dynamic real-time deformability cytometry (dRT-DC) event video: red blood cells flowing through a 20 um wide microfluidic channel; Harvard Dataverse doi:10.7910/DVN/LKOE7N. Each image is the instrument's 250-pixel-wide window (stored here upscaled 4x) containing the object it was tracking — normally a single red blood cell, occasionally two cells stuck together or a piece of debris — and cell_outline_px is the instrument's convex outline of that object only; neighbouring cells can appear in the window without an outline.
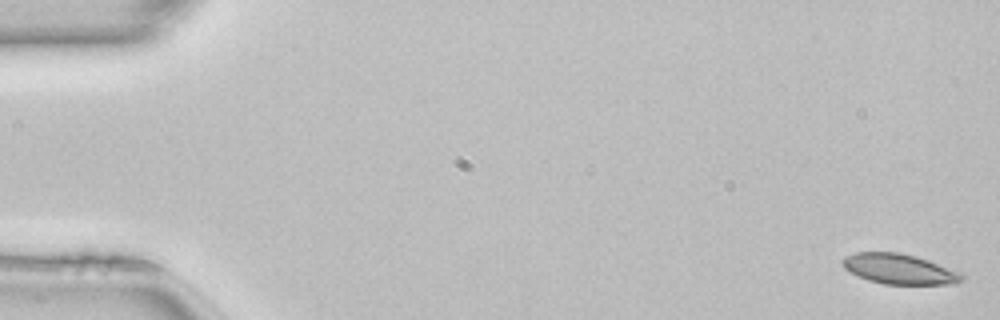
{"species": "common noctule bat (a hibernating species)", "species_latin": "Nyctalus noctula", "temperature_condition": "room temperature", "stored_images_in_passage": 50, "camera_frame_rate_fps": 3000, "um_per_image_px": 0.085, "animal": {"sex": "female", "body_mass_g": 22.7, "forearm_length_mm": 54.2}, "frame": {"image": 1, "passage_image": 1, "time_ms": 0.0, "image_size_px": [1000, 320], "cell_outline_px": [[964, 280], [956, 284], [884, 284], [868, 280], [844, 268], [840, 264], [840, 260], [844, 256], [856, 252], [900, 252], [916, 256], [928, 260], [956, 272], [964, 276]], "centroid_in_image_um": [76.38, 22.86], "position_along_channel_um": 8.6, "area_um2": 20.87}}
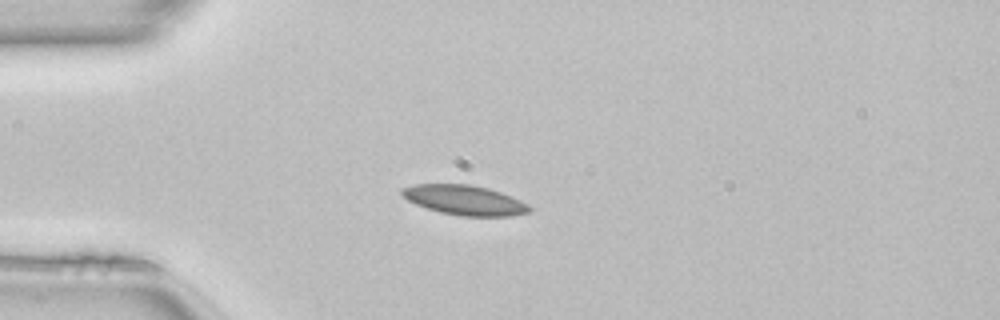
{"frame": {"image": 2, "passage_image": 13, "time_ms": 4.0, "image_size_px": [1000, 320], "cell_outline_px": [[532, 212], [512, 216], [460, 216], [440, 212], [416, 204], [408, 200], [400, 192], [404, 188], [416, 184], [468, 184], [488, 188], [500, 192], [520, 200], [528, 204], [532, 208]], "centroid_in_image_um": [39.54, 17.02], "position_along_channel_um": 45.5, "area_um2": 22.02}}
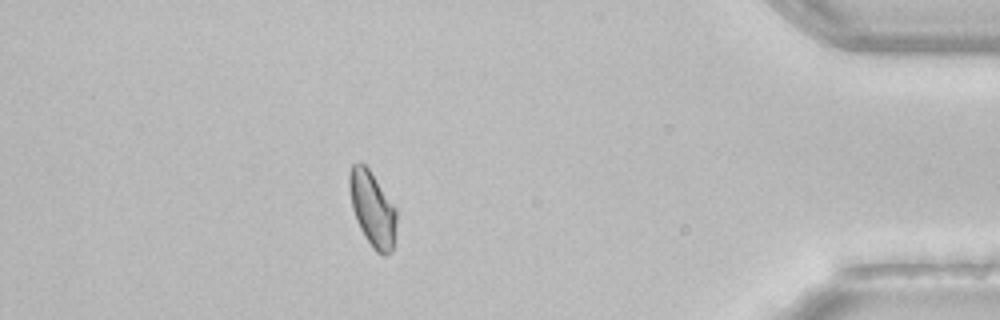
{"frame": {"image": 3, "passage_image": 44, "time_ms": 14.333, "image_size_px": [1000, 320], "cell_outline_px": [[396, 224], [392, 252], [384, 256], [376, 252], [372, 248], [364, 236], [356, 220], [352, 208], [348, 188], [348, 172], [352, 164], [360, 160], [368, 168], [396, 208]], "centroid_in_image_um": [31.62, 17.75], "position_along_channel_um": 403.6, "area_um2": 20.81}, "authors_computed_cell_mechanics": {"area_um2": 21.0103, "velocity_mm_per_s": 4.0951, "shape_relaxation_time_tau1_ms": 7.3159, "shape_relaxation_time_tau2_ms": 3.6259, "deformation_change_tau1": 0.0968, "deformation_change_tau2": 0.087}}